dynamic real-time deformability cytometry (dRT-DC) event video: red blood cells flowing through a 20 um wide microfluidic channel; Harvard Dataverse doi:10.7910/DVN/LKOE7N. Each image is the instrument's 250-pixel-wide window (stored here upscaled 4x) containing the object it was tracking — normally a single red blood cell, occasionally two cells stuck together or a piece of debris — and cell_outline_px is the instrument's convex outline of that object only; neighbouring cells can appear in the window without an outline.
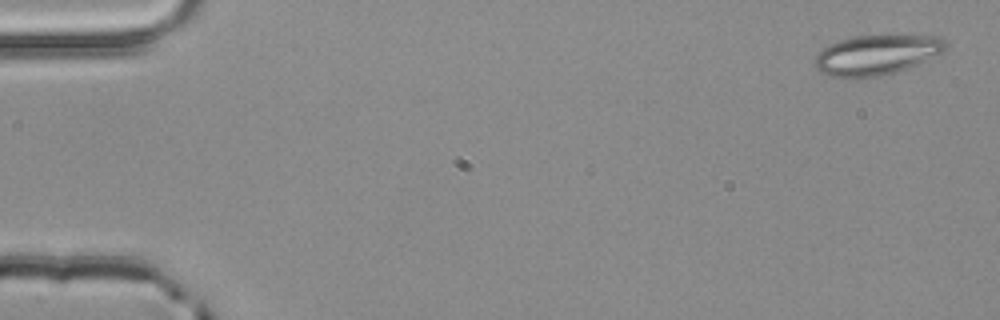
{"species": "common noctule bat (a hibernating species)", "species_latin": "Nyctalus noctula", "temperature_condition": "room temperature", "stored_images_in_passage": 3, "camera_frame_rate_fps": 3000, "um_per_image_px": 0.085, "animal": {"sex": "male", "body_mass_g": 20.4}, "frame": {"image": 1, "passage_image": 1, "time_ms": 0.0, "image_size_px": [1000, 320], "cell_outline_px": [[948, 48], [944, 52], [916, 64], [896, 72], [876, 76], [852, 80], [828, 76], [820, 72], [816, 68], [816, 56], [828, 44], [840, 40], [856, 36], [936, 36], [944, 40], [948, 44]], "centroid_in_image_um": [74.49, 4.69], "position_along_channel_um": 10.5, "area_um2": 30.46}}